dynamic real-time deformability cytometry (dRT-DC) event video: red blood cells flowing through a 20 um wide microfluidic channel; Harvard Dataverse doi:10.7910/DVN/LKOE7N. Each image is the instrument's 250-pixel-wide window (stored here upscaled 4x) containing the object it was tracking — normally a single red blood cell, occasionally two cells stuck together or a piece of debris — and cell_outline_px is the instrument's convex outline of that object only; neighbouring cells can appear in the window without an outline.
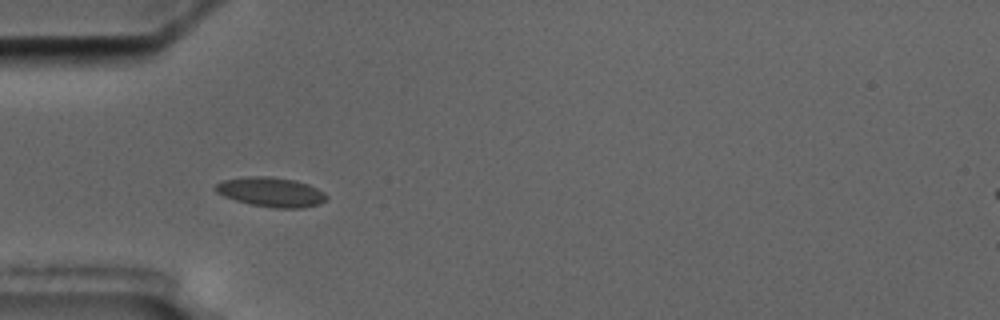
{"species": "common noctule bat (a hibernating species)", "species_latin": "Nyctalus noctula", "temperature_condition": "cold", "stored_images_in_passage": 2, "camera_frame_rate_fps": 3000, "um_per_image_px": 0.085, "animal": {"sex": "male", "body_mass_g": 17.5, "forearm_length_mm": 52.3}, "frame": {"image": 1, "passage_image": 1, "time_ms": 0.0, "image_size_px": [1000, 320], "cell_outline_px": [[328, 196], [320, 204], [300, 208], [272, 208], [252, 204], [236, 200], [224, 196], [216, 192], [212, 188], [220, 180], [244, 176], [272, 176], [296, 180], [308, 184], [324, 192]], "centroid_in_image_um": [23.0, 16.3], "position_along_channel_um": 62.0, "area_um2": 19.31}}
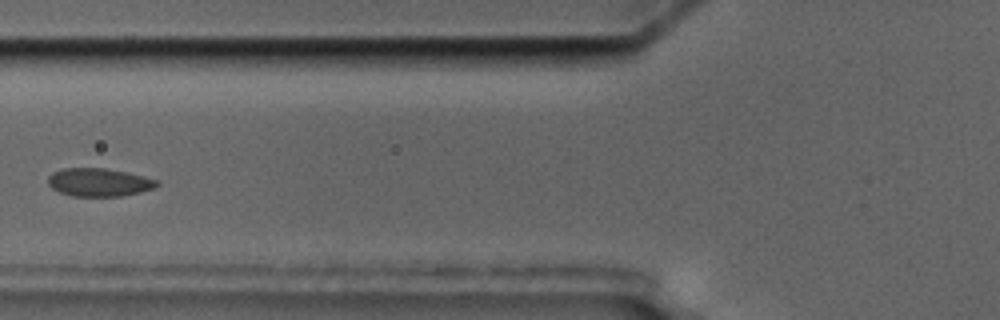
{"frame": {"image": 2, "passage_image": 2, "time_ms": 1.667, "image_size_px": [1000, 320], "cell_outline_px": [[160, 184], [156, 188], [140, 192], [120, 196], [72, 196], [60, 192], [52, 188], [48, 184], [48, 176], [52, 172], [60, 168], [104, 168], [124, 172], [160, 180]], "centroid_in_image_um": [8.41, 15.49], "position_along_channel_um": 117.4, "area_um2": 17.92}}